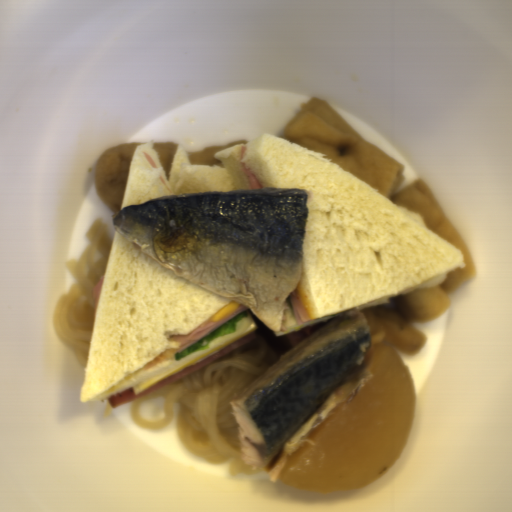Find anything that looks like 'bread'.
I'll list each match as a JSON object with an SVG mask.
<instances>
[{
	"mask_svg": "<svg viewBox=\"0 0 512 512\" xmlns=\"http://www.w3.org/2000/svg\"><path fill=\"white\" fill-rule=\"evenodd\" d=\"M242 145L247 152L241 160ZM214 158L222 165L191 164L177 145L168 177L154 140L139 144L120 210L167 195L252 189L241 162L263 188L310 191L295 289L313 319L390 304L404 293L439 286L466 267L461 249L428 228L419 213L313 150L270 133L224 148Z\"/></svg>",
	"mask_w": 512,
	"mask_h": 512,
	"instance_id": "obj_1",
	"label": "bread"
},
{
	"mask_svg": "<svg viewBox=\"0 0 512 512\" xmlns=\"http://www.w3.org/2000/svg\"><path fill=\"white\" fill-rule=\"evenodd\" d=\"M234 300L181 278L117 228L94 313L81 402L108 400L171 368L170 339L210 322Z\"/></svg>",
	"mask_w": 512,
	"mask_h": 512,
	"instance_id": "obj_2",
	"label": "bread"
}]
</instances>
